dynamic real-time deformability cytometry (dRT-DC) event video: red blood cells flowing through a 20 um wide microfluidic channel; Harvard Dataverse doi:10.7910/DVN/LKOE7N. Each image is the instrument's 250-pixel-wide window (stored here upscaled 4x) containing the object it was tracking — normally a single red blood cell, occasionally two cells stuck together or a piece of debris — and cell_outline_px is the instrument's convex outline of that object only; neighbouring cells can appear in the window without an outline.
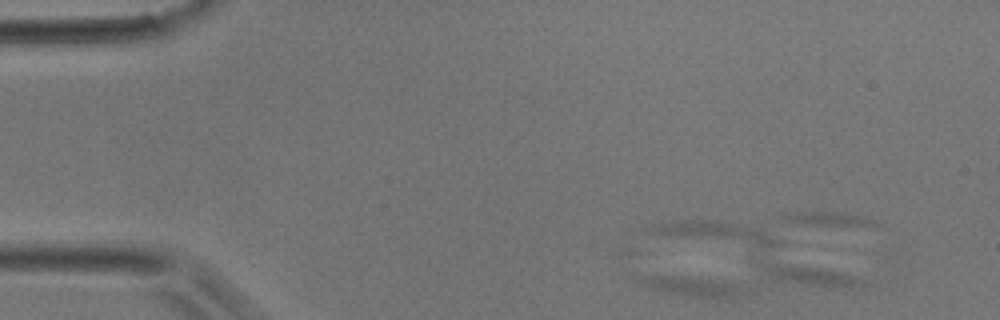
{"species": "common noctule bat (a hibernating species)", "species_latin": "Nyctalus noctula", "temperature_condition": "room temperature", "stored_images_in_passage": 5, "camera_frame_rate_fps": 3000, "um_per_image_px": 0.085, "animal": {"sex": "male", "body_mass_g": 17.9}, "frame": {"image": 1, "passage_image": 1, "time_ms": 0.0, "image_size_px": [1000, 320], "cell_outline_px": [[752, 292], [740, 296], [700, 300], [664, 292], [648, 288], [632, 280], [632, 276], [680, 276], [740, 284], [752, 288]], "centroid_in_image_um": [58.9, 24.39], "position_along_channel_um": 26.1, "area_um2": 13.06}}